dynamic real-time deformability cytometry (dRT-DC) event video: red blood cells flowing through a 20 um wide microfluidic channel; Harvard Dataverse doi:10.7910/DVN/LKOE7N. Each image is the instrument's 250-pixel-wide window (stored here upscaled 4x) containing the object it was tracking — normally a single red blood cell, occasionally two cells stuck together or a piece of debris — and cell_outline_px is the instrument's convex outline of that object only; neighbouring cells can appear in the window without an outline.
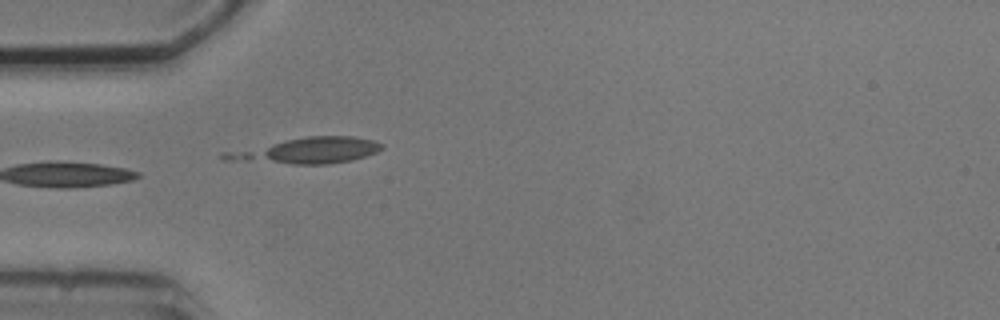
{"species": "common noctule bat (a hibernating species)", "species_latin": "Nyctalus noctula", "temperature_condition": "cold", "stored_images_in_passage": 5, "camera_frame_rate_fps": 3000, "um_per_image_px": 0.085, "animal": {"sex": "male", "body_mass_g": 20.5, "forearm_length_mm": 52.5}, "frame": {"image": 1, "passage_image": 5, "time_ms": 4.667, "image_size_px": [1000, 320], "cell_outline_px": [[384, 148], [376, 152], [364, 156], [348, 160], [328, 164], [292, 164], [224, 160], [220, 156], [220, 152], [284, 140], [308, 136], [356, 136], [372, 140], [384, 144]], "centroid_in_image_um": [26.05, 12.8], "position_along_channel_um": 58.9, "area_um2": 23.64}}